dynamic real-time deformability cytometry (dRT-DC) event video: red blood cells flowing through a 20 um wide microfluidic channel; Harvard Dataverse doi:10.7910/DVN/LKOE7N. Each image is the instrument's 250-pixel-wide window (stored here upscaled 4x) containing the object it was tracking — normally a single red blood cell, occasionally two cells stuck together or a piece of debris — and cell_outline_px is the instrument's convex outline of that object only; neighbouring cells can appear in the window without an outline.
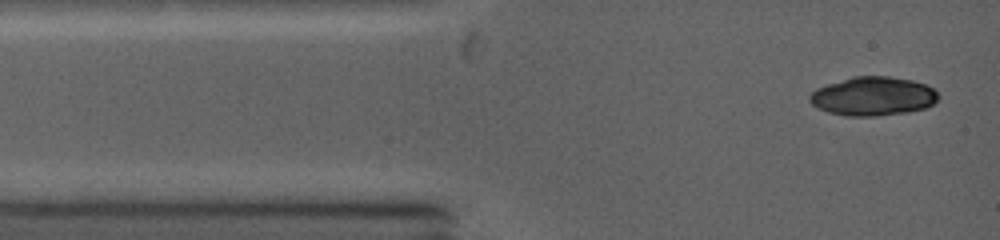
{"species": "common noctule bat (a hibernating species)", "species_latin": "Nyctalus noctula", "temperature_condition": "warm", "stored_images_in_passage": 3, "camera_frame_rate_fps": 5000, "um_per_image_px": 0.085, "animal": {"sex": "female", "body_mass_g": 19.0, "forearm_length_mm": 53.3}, "frame": {"image": 1, "passage_image": 1, "time_ms": 0.0, "image_size_px": [1000, 240], "cell_outline_px": [[936, 100], [932, 104], [924, 108], [908, 112], [876, 116], [844, 116], [828, 112], [816, 108], [808, 100], [808, 96], [816, 88], [828, 84], [856, 76], [888, 76], [912, 80], [924, 84], [932, 88], [936, 92]], "centroid_in_image_um": [74.15, 8.19], "position_along_channel_um": 10.8, "area_um2": 28.96}}